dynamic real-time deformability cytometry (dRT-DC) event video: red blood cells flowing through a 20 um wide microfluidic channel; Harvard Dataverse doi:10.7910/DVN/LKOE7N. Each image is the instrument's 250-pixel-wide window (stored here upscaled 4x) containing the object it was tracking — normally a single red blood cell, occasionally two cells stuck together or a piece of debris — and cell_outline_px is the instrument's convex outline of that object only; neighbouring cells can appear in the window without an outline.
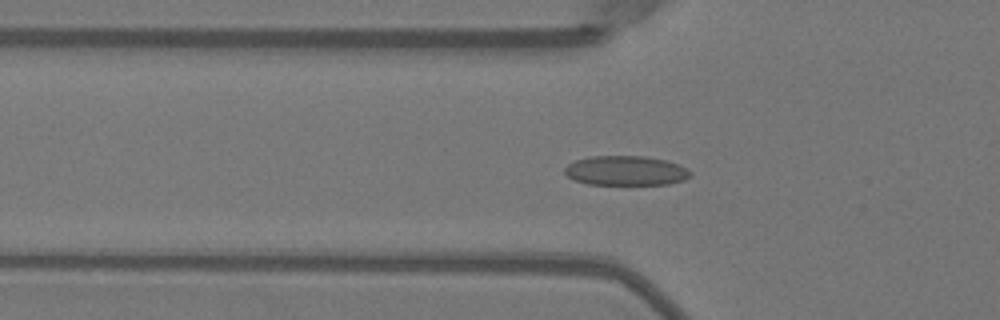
{"species": "Egyptian fruit bat (a non-hibernating species)", "species_latin": "Rousettus aegyptiacus", "temperature_condition": "warm", "stored_images_in_passage": 42, "camera_frame_rate_fps": 3000, "um_per_image_px": 0.085, "animal": {"sex": "female"}, "frame": {"image": 1, "passage_image": 7, "time_ms": 2.0, "image_size_px": [1000, 320], "cell_outline_px": [[692, 176], [684, 180], [668, 184], [588, 184], [576, 180], [568, 176], [564, 172], [564, 168], [568, 164], [576, 160], [592, 156], [644, 156], [664, 160], [688, 168], [692, 172]], "centroid_in_image_um": [53.22, 14.5], "position_along_channel_um": 72.6, "area_um2": 21.56}}
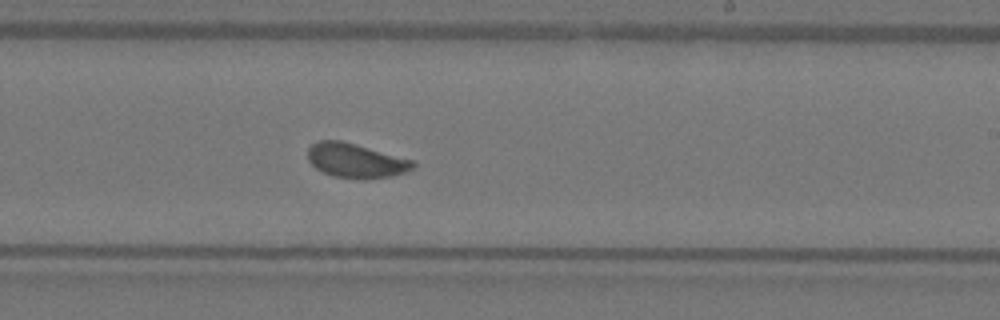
{"frame": {"image": 2, "passage_image": 21, "time_ms": 6.667, "image_size_px": [1000, 320], "cell_outline_px": [[416, 164], [412, 168], [404, 172], [392, 176], [364, 180], [332, 176], [316, 168], [308, 160], [308, 148], [312, 144], [320, 140], [340, 140], [356, 144], [416, 160]], "centroid_in_image_um": [30.27, 13.65], "position_along_channel_um": 258.7, "area_um2": 21.27}}
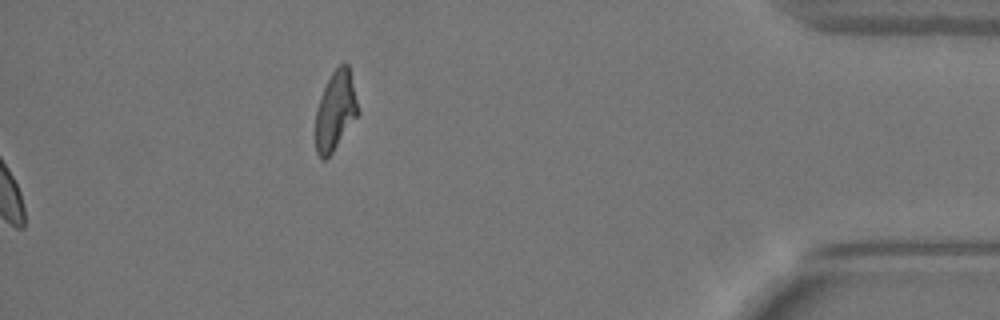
{"frame": {"image": 3, "passage_image": 42, "time_ms": 13.667, "image_size_px": [1000, 320], "cell_outline_px": [[360, 112], [332, 152], [324, 160], [320, 160], [316, 152], [316, 108], [324, 88], [332, 72], [340, 64], [348, 64]], "centroid_in_image_um": [28.51, 9.43], "position_along_channel_um": 406.7, "area_um2": 19.31}, "authors_computed_cell_mechanics": {"area_um2": 20.808, "velocity_mm_per_s": 3.9832, "shape_relaxation_time_tau1_ms": 8.0609, "shape_relaxation_time_tau2_ms": null, "deformation_change_tau1": 0.1735, "deformation_change_tau2": null}}